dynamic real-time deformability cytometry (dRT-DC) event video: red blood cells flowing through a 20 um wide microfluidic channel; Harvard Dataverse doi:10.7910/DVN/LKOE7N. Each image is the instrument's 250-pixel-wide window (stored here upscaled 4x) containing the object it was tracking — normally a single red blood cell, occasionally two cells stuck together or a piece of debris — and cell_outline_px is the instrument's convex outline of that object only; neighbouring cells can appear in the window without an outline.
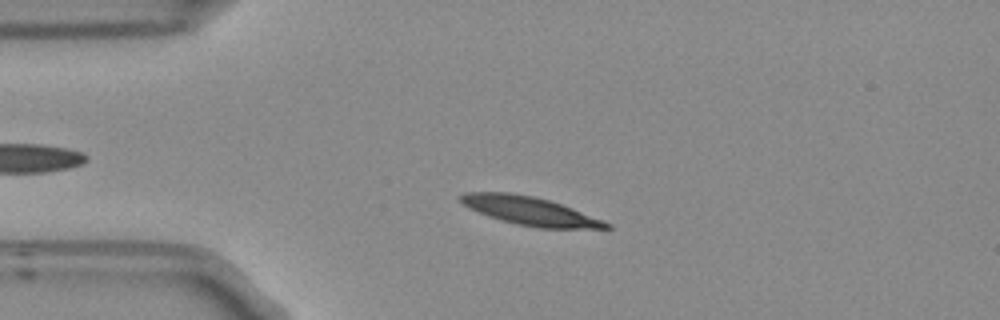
{"species": "Egyptian fruit bat (a non-hibernating species)", "species_latin": "Rousettus aegyptiacus", "temperature_condition": "room temperature", "stored_images_in_passage": 52, "camera_frame_rate_fps": 3000, "um_per_image_px": 0.085, "frame": {"image": 1, "passage_image": 10, "time_ms": 3.0, "image_size_px": [1000, 320], "cell_outline_px": [[612, 228], [536, 228], [516, 224], [500, 220], [488, 216], [468, 208], [456, 196], [464, 192], [508, 192], [532, 196], [548, 200], [572, 208], [604, 220], [612, 224]], "centroid_in_image_um": [45.01, 17.93], "position_along_channel_um": 40.0, "area_um2": 24.1}}
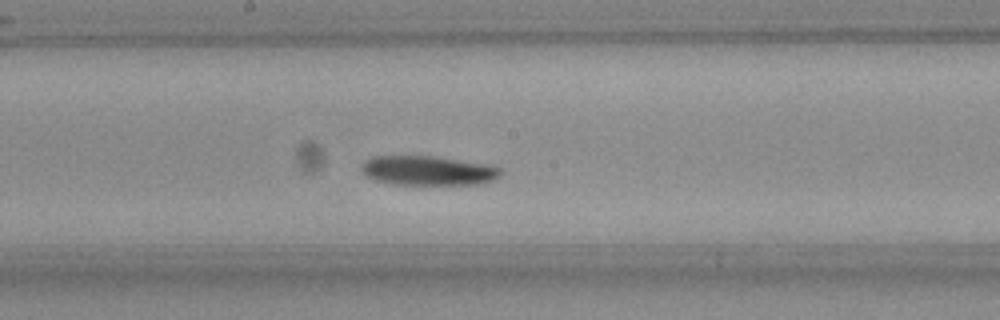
{"frame": {"image": 2, "passage_image": 26, "time_ms": 8.333, "image_size_px": [1000, 320], "cell_outline_px": [[500, 176], [492, 180], [480, 184], [396, 184], [376, 180], [368, 176], [360, 168], [372, 156], [432, 156], [484, 164], [500, 168]], "centroid_in_image_um": [36.38, 14.5], "position_along_channel_um": 211.8, "area_um2": 23.29}}
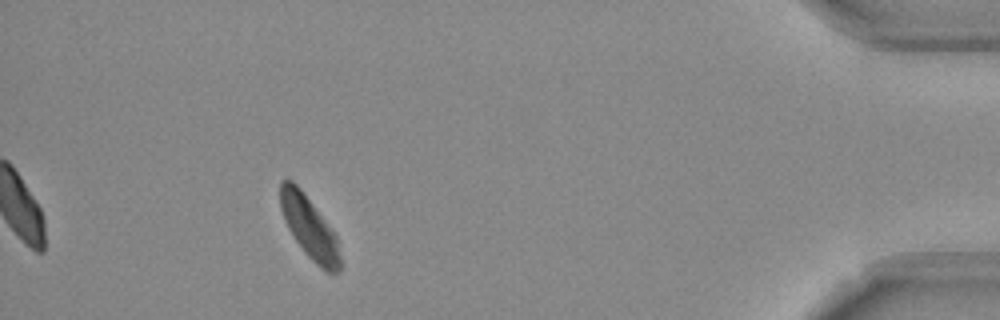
{"frame": {"image": 3, "passage_image": 47, "time_ms": 15.333, "image_size_px": [1000, 320], "cell_outline_px": [[340, 272], [328, 272], [320, 268], [304, 252], [288, 228], [284, 220], [280, 208], [280, 180], [292, 180], [300, 188], [336, 236], [340, 256]], "centroid_in_image_um": [26.27, 19.34], "position_along_channel_um": 408.9, "area_um2": 21.15}, "authors_computed_cell_mechanics": {"area_um2": 23.5824, "velocity_mm_per_s": 3.6795, "shape_relaxation_time_tau1_ms": 7.5277, "shape_relaxation_time_tau2_ms": null, "deformation_change_tau1": 0.146, "deformation_change_tau2": null}}